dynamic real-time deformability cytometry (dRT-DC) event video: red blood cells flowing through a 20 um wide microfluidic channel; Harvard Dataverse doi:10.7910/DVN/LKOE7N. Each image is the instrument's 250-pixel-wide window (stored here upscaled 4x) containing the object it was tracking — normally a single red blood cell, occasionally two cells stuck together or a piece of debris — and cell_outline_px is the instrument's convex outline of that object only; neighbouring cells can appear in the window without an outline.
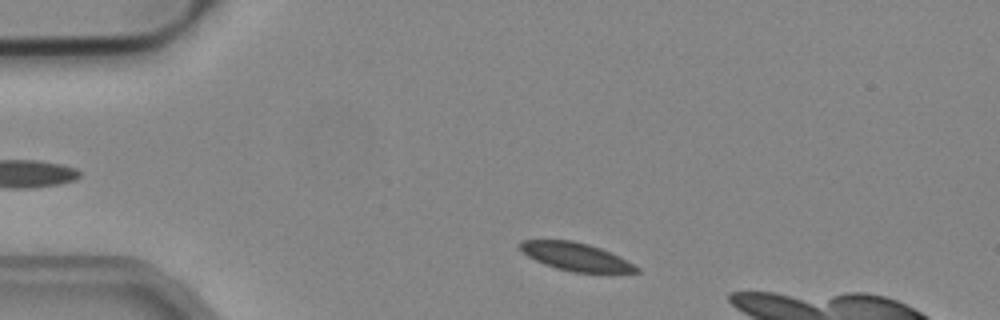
{"species": "common noctule bat (a hibernating species)", "species_latin": "Nyctalus noctula", "temperature_condition": "cold", "stored_images_in_passage": 46, "camera_frame_rate_fps": 3000, "um_per_image_px": 0.085, "animal": {"sex": "male", "body_mass_g": 19.2, "forearm_length_mm": 51.8}, "frame": {"image": 1, "passage_image": 4, "time_ms": 1.0, "image_size_px": [1000, 320], "cell_outline_px": [[640, 272], [572, 272], [556, 268], [544, 264], [528, 256], [520, 248], [520, 240], [572, 240], [588, 244], [600, 248], [640, 268]], "centroid_in_image_um": [48.9, 21.81], "position_along_channel_um": 36.1, "area_um2": 18.5}}
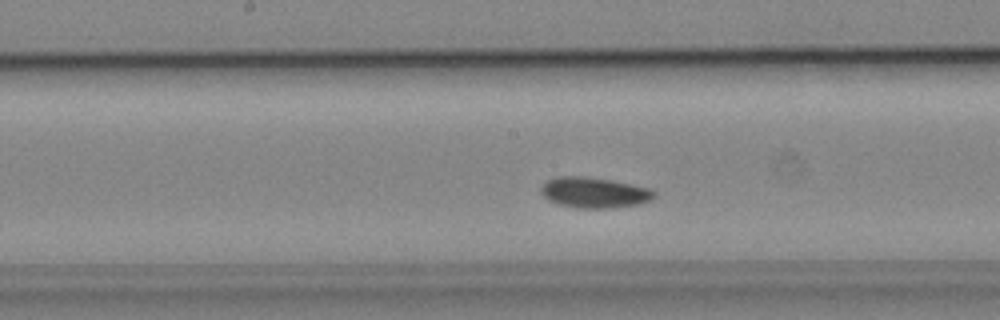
{"frame": {"image": 2, "passage_image": 20, "time_ms": 6.333, "image_size_px": [1000, 320], "cell_outline_px": [[656, 196], [652, 200], [640, 204], [608, 208], [580, 208], [560, 204], [548, 200], [540, 192], [540, 188], [548, 180], [556, 176], [584, 176], [612, 180], [652, 188], [656, 192]], "centroid_in_image_um": [50.55, 16.36], "position_along_channel_um": 197.6, "area_um2": 20.35}}
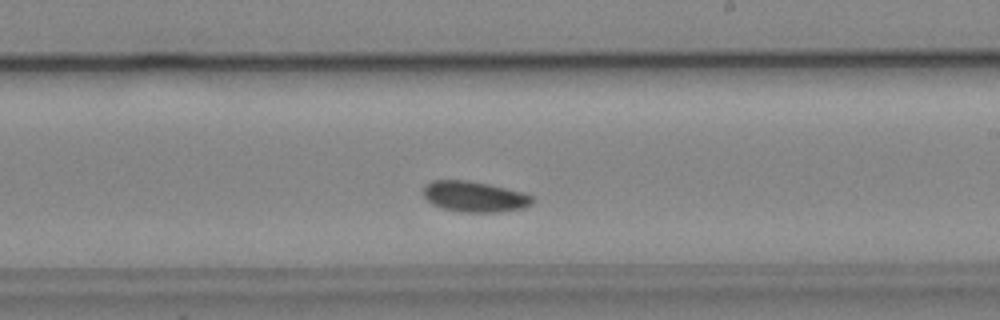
{"frame": {"image": 3, "passage_image": 24, "time_ms": 7.667, "image_size_px": [1000, 320], "cell_outline_px": [[536, 200], [532, 204], [524, 208], [496, 212], [460, 212], [444, 208], [432, 204], [424, 196], [424, 184], [432, 180], [468, 180], [488, 184], [520, 192], [532, 196]], "centroid_in_image_um": [40.32, 16.71], "position_along_channel_um": 248.7, "area_um2": 19.42}, "authors_computed_cell_mechanics": {"area_um2": 19.4786, "velocity_mm_per_s": 3.8365, "shape_relaxation_time_tau1_ms": 2.0683, "shape_relaxation_time_tau2_ms": null, "deformation_change_tau1": 0.0521, "deformation_change_tau2": null}}